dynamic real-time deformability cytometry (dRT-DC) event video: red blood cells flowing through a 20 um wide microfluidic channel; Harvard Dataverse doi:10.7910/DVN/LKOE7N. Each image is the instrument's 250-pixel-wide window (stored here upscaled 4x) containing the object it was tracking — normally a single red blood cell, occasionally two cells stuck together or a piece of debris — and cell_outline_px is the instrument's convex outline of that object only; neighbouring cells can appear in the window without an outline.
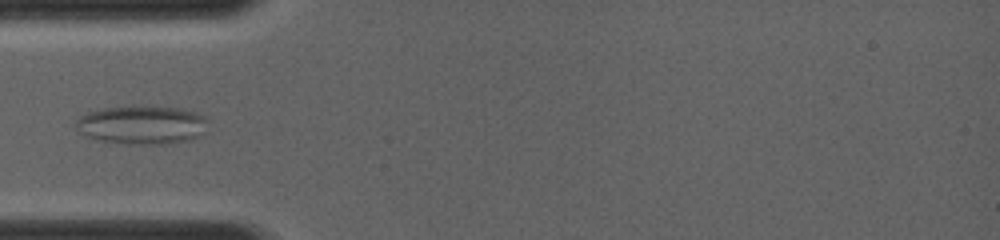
{"species": "common noctule bat (a hibernating species)", "species_latin": "Nyctalus noctula", "temperature_condition": "room temperature", "stored_images_in_passage": 6, "camera_frame_rate_fps": 4000, "um_per_image_px": 0.085, "animal": {"sex": "female", "body_mass_g": 19.0, "forearm_length_mm": 56.7}, "frame": {"image": 1, "passage_image": 5, "time_ms": 2.75, "image_size_px": [1000, 240], "cell_outline_px": [[208, 120], [204, 132], [200, 136], [192, 140], [160, 144], [132, 144], [100, 140], [84, 136], [76, 128], [76, 120], [80, 116], [88, 112], [104, 108], [132, 104], [180, 108], [196, 112], [204, 116]], "centroid_in_image_um": [12.07, 10.59], "position_along_channel_um": 72.9, "area_um2": 30.23}}